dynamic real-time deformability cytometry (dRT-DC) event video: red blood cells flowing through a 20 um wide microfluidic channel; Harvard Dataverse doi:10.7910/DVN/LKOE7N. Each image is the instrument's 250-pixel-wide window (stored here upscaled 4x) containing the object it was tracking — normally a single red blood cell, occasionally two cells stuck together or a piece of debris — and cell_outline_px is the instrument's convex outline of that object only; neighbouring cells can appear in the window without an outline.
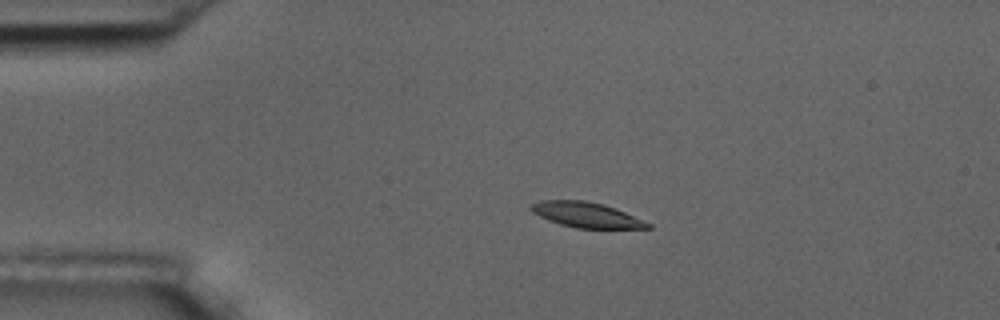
{"species": "common noctule bat (a hibernating species)", "species_latin": "Nyctalus noctula", "temperature_condition": "room temperature", "stored_images_in_passage": 5, "camera_frame_rate_fps": 3000, "um_per_image_px": 0.085, "animal": {"sex": "male", "body_mass_g": 17.5, "forearm_length_mm": 52.3}, "frame": {"image": 1, "passage_image": 4, "time_ms": 3.667, "image_size_px": [1000, 320], "cell_outline_px": [[652, 228], [576, 228], [560, 224], [548, 220], [532, 212], [528, 208], [532, 204], [540, 200], [584, 200], [604, 204], [616, 208], [652, 224]], "centroid_in_image_um": [49.83, 18.25], "position_along_channel_um": 35.2, "area_um2": 17.17}}